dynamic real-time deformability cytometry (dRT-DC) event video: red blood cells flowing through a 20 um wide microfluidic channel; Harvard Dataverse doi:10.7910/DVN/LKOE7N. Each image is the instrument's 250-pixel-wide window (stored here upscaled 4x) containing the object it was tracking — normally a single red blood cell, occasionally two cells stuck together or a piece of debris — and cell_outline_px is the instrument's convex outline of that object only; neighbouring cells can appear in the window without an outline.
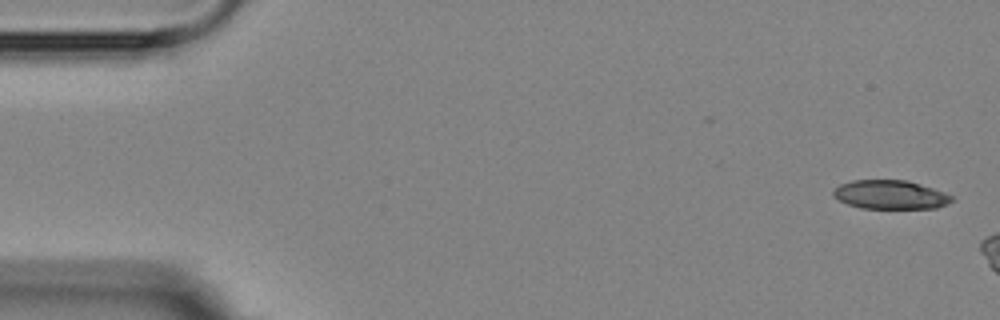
{"species": "Egyptian fruit bat (a non-hibernating species)", "species_latin": "Rousettus aegyptiacus", "temperature_condition": "room temperature", "stored_images_in_passage": 4, "camera_frame_rate_fps": 3000, "um_per_image_px": 0.085, "animal": {"sex": "female"}, "frame": {"image": 1, "passage_image": 1, "time_ms": 0.0, "image_size_px": [1000, 320], "cell_outline_px": [[952, 200], [936, 208], [860, 208], [848, 204], [832, 196], [832, 192], [840, 184], [852, 180], [908, 180], [944, 192], [952, 196]], "centroid_in_image_um": [75.64, 16.54], "position_along_channel_um": 9.4, "area_um2": 19.71}}